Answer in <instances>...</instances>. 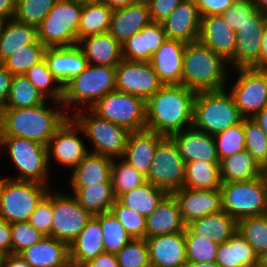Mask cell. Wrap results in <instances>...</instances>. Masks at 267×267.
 <instances>
[{
  "instance_id": "obj_1",
  "label": "cell",
  "mask_w": 267,
  "mask_h": 267,
  "mask_svg": "<svg viewBox=\"0 0 267 267\" xmlns=\"http://www.w3.org/2000/svg\"><path fill=\"white\" fill-rule=\"evenodd\" d=\"M196 94L183 85H163L146 101V129L170 137L191 128Z\"/></svg>"
},
{
  "instance_id": "obj_2",
  "label": "cell",
  "mask_w": 267,
  "mask_h": 267,
  "mask_svg": "<svg viewBox=\"0 0 267 267\" xmlns=\"http://www.w3.org/2000/svg\"><path fill=\"white\" fill-rule=\"evenodd\" d=\"M61 110L38 106L0 110V137H21L48 145L54 133L69 118Z\"/></svg>"
},
{
  "instance_id": "obj_3",
  "label": "cell",
  "mask_w": 267,
  "mask_h": 267,
  "mask_svg": "<svg viewBox=\"0 0 267 267\" xmlns=\"http://www.w3.org/2000/svg\"><path fill=\"white\" fill-rule=\"evenodd\" d=\"M228 61L199 41L185 45L182 85L196 92L225 89Z\"/></svg>"
},
{
  "instance_id": "obj_4",
  "label": "cell",
  "mask_w": 267,
  "mask_h": 267,
  "mask_svg": "<svg viewBox=\"0 0 267 267\" xmlns=\"http://www.w3.org/2000/svg\"><path fill=\"white\" fill-rule=\"evenodd\" d=\"M244 117L226 89L197 92L194 100L192 127L209 135H215L235 126Z\"/></svg>"
},
{
  "instance_id": "obj_5",
  "label": "cell",
  "mask_w": 267,
  "mask_h": 267,
  "mask_svg": "<svg viewBox=\"0 0 267 267\" xmlns=\"http://www.w3.org/2000/svg\"><path fill=\"white\" fill-rule=\"evenodd\" d=\"M82 110L79 109L70 117L78 124L79 131L94 144V151L90 152L111 159L123 158L131 132L120 125L99 118L89 108L87 112L90 115Z\"/></svg>"
},
{
  "instance_id": "obj_6",
  "label": "cell",
  "mask_w": 267,
  "mask_h": 267,
  "mask_svg": "<svg viewBox=\"0 0 267 267\" xmlns=\"http://www.w3.org/2000/svg\"><path fill=\"white\" fill-rule=\"evenodd\" d=\"M116 90V67L88 64L85 70L64 86L62 104L88 103L91 108L109 92Z\"/></svg>"
},
{
  "instance_id": "obj_7",
  "label": "cell",
  "mask_w": 267,
  "mask_h": 267,
  "mask_svg": "<svg viewBox=\"0 0 267 267\" xmlns=\"http://www.w3.org/2000/svg\"><path fill=\"white\" fill-rule=\"evenodd\" d=\"M82 4L71 0H57L38 26L41 43L46 47L77 44V31Z\"/></svg>"
},
{
  "instance_id": "obj_8",
  "label": "cell",
  "mask_w": 267,
  "mask_h": 267,
  "mask_svg": "<svg viewBox=\"0 0 267 267\" xmlns=\"http://www.w3.org/2000/svg\"><path fill=\"white\" fill-rule=\"evenodd\" d=\"M222 209L237 221L267 214V189L261 178L222 182Z\"/></svg>"
},
{
  "instance_id": "obj_9",
  "label": "cell",
  "mask_w": 267,
  "mask_h": 267,
  "mask_svg": "<svg viewBox=\"0 0 267 267\" xmlns=\"http://www.w3.org/2000/svg\"><path fill=\"white\" fill-rule=\"evenodd\" d=\"M90 110L130 132L146 129V101L141 97L115 90L98 100Z\"/></svg>"
},
{
  "instance_id": "obj_10",
  "label": "cell",
  "mask_w": 267,
  "mask_h": 267,
  "mask_svg": "<svg viewBox=\"0 0 267 267\" xmlns=\"http://www.w3.org/2000/svg\"><path fill=\"white\" fill-rule=\"evenodd\" d=\"M3 145L20 173L12 179L49 184L46 145L21 137H0V147Z\"/></svg>"
},
{
  "instance_id": "obj_11",
  "label": "cell",
  "mask_w": 267,
  "mask_h": 267,
  "mask_svg": "<svg viewBox=\"0 0 267 267\" xmlns=\"http://www.w3.org/2000/svg\"><path fill=\"white\" fill-rule=\"evenodd\" d=\"M49 190L39 182L9 178L0 196V219L9 224L28 221Z\"/></svg>"
},
{
  "instance_id": "obj_12",
  "label": "cell",
  "mask_w": 267,
  "mask_h": 267,
  "mask_svg": "<svg viewBox=\"0 0 267 267\" xmlns=\"http://www.w3.org/2000/svg\"><path fill=\"white\" fill-rule=\"evenodd\" d=\"M185 165L171 137H164L157 146L146 182L172 194L183 186Z\"/></svg>"
},
{
  "instance_id": "obj_13",
  "label": "cell",
  "mask_w": 267,
  "mask_h": 267,
  "mask_svg": "<svg viewBox=\"0 0 267 267\" xmlns=\"http://www.w3.org/2000/svg\"><path fill=\"white\" fill-rule=\"evenodd\" d=\"M238 79L229 92L244 118H253L267 105V69L235 68Z\"/></svg>"
},
{
  "instance_id": "obj_14",
  "label": "cell",
  "mask_w": 267,
  "mask_h": 267,
  "mask_svg": "<svg viewBox=\"0 0 267 267\" xmlns=\"http://www.w3.org/2000/svg\"><path fill=\"white\" fill-rule=\"evenodd\" d=\"M77 198L53 192L51 237L70 245L92 218Z\"/></svg>"
},
{
  "instance_id": "obj_15",
  "label": "cell",
  "mask_w": 267,
  "mask_h": 267,
  "mask_svg": "<svg viewBox=\"0 0 267 267\" xmlns=\"http://www.w3.org/2000/svg\"><path fill=\"white\" fill-rule=\"evenodd\" d=\"M163 83L154 72L150 62L122 60L116 66V90L138 96L147 101Z\"/></svg>"
},
{
  "instance_id": "obj_16",
  "label": "cell",
  "mask_w": 267,
  "mask_h": 267,
  "mask_svg": "<svg viewBox=\"0 0 267 267\" xmlns=\"http://www.w3.org/2000/svg\"><path fill=\"white\" fill-rule=\"evenodd\" d=\"M267 23V15L259 10L235 31L236 46L228 64L234 68L251 67L261 52L262 33ZM233 64V65H232Z\"/></svg>"
},
{
  "instance_id": "obj_17",
  "label": "cell",
  "mask_w": 267,
  "mask_h": 267,
  "mask_svg": "<svg viewBox=\"0 0 267 267\" xmlns=\"http://www.w3.org/2000/svg\"><path fill=\"white\" fill-rule=\"evenodd\" d=\"M78 124L69 117L50 139L47 150L48 160L51 154L62 165L74 168L90 153L84 142L78 137Z\"/></svg>"
},
{
  "instance_id": "obj_18",
  "label": "cell",
  "mask_w": 267,
  "mask_h": 267,
  "mask_svg": "<svg viewBox=\"0 0 267 267\" xmlns=\"http://www.w3.org/2000/svg\"><path fill=\"white\" fill-rule=\"evenodd\" d=\"M176 198L184 223L221 212V189H187L181 188L172 193Z\"/></svg>"
},
{
  "instance_id": "obj_19",
  "label": "cell",
  "mask_w": 267,
  "mask_h": 267,
  "mask_svg": "<svg viewBox=\"0 0 267 267\" xmlns=\"http://www.w3.org/2000/svg\"><path fill=\"white\" fill-rule=\"evenodd\" d=\"M201 16L194 0H184L162 22L167 39L190 43L198 41Z\"/></svg>"
},
{
  "instance_id": "obj_20",
  "label": "cell",
  "mask_w": 267,
  "mask_h": 267,
  "mask_svg": "<svg viewBox=\"0 0 267 267\" xmlns=\"http://www.w3.org/2000/svg\"><path fill=\"white\" fill-rule=\"evenodd\" d=\"M44 58L49 70L63 87L88 65L79 44L46 48Z\"/></svg>"
},
{
  "instance_id": "obj_21",
  "label": "cell",
  "mask_w": 267,
  "mask_h": 267,
  "mask_svg": "<svg viewBox=\"0 0 267 267\" xmlns=\"http://www.w3.org/2000/svg\"><path fill=\"white\" fill-rule=\"evenodd\" d=\"M145 240L151 267H183L187 263L185 231Z\"/></svg>"
},
{
  "instance_id": "obj_22",
  "label": "cell",
  "mask_w": 267,
  "mask_h": 267,
  "mask_svg": "<svg viewBox=\"0 0 267 267\" xmlns=\"http://www.w3.org/2000/svg\"><path fill=\"white\" fill-rule=\"evenodd\" d=\"M185 42L166 39L152 55L150 64L163 85H182Z\"/></svg>"
},
{
  "instance_id": "obj_23",
  "label": "cell",
  "mask_w": 267,
  "mask_h": 267,
  "mask_svg": "<svg viewBox=\"0 0 267 267\" xmlns=\"http://www.w3.org/2000/svg\"><path fill=\"white\" fill-rule=\"evenodd\" d=\"M221 14L201 17L198 41L229 61L236 46V36Z\"/></svg>"
},
{
  "instance_id": "obj_24",
  "label": "cell",
  "mask_w": 267,
  "mask_h": 267,
  "mask_svg": "<svg viewBox=\"0 0 267 267\" xmlns=\"http://www.w3.org/2000/svg\"><path fill=\"white\" fill-rule=\"evenodd\" d=\"M166 39L162 23L152 21L122 44L123 60L150 62L152 55Z\"/></svg>"
},
{
  "instance_id": "obj_25",
  "label": "cell",
  "mask_w": 267,
  "mask_h": 267,
  "mask_svg": "<svg viewBox=\"0 0 267 267\" xmlns=\"http://www.w3.org/2000/svg\"><path fill=\"white\" fill-rule=\"evenodd\" d=\"M152 22L147 1L139 0L112 12L108 32L121 44Z\"/></svg>"
},
{
  "instance_id": "obj_26",
  "label": "cell",
  "mask_w": 267,
  "mask_h": 267,
  "mask_svg": "<svg viewBox=\"0 0 267 267\" xmlns=\"http://www.w3.org/2000/svg\"><path fill=\"white\" fill-rule=\"evenodd\" d=\"M176 143L185 163L191 161L220 162L213 135L193 127L176 132L170 136Z\"/></svg>"
},
{
  "instance_id": "obj_27",
  "label": "cell",
  "mask_w": 267,
  "mask_h": 267,
  "mask_svg": "<svg viewBox=\"0 0 267 267\" xmlns=\"http://www.w3.org/2000/svg\"><path fill=\"white\" fill-rule=\"evenodd\" d=\"M186 224L173 194H166L146 217L145 238L185 231Z\"/></svg>"
},
{
  "instance_id": "obj_28",
  "label": "cell",
  "mask_w": 267,
  "mask_h": 267,
  "mask_svg": "<svg viewBox=\"0 0 267 267\" xmlns=\"http://www.w3.org/2000/svg\"><path fill=\"white\" fill-rule=\"evenodd\" d=\"M164 137L147 129L131 132L122 159L147 177L158 143Z\"/></svg>"
},
{
  "instance_id": "obj_29",
  "label": "cell",
  "mask_w": 267,
  "mask_h": 267,
  "mask_svg": "<svg viewBox=\"0 0 267 267\" xmlns=\"http://www.w3.org/2000/svg\"><path fill=\"white\" fill-rule=\"evenodd\" d=\"M78 44L88 64L116 67L123 60L122 44L109 32L82 38Z\"/></svg>"
},
{
  "instance_id": "obj_30",
  "label": "cell",
  "mask_w": 267,
  "mask_h": 267,
  "mask_svg": "<svg viewBox=\"0 0 267 267\" xmlns=\"http://www.w3.org/2000/svg\"><path fill=\"white\" fill-rule=\"evenodd\" d=\"M21 255L32 267L67 266L70 262L69 245L51 236L43 237Z\"/></svg>"
},
{
  "instance_id": "obj_31",
  "label": "cell",
  "mask_w": 267,
  "mask_h": 267,
  "mask_svg": "<svg viewBox=\"0 0 267 267\" xmlns=\"http://www.w3.org/2000/svg\"><path fill=\"white\" fill-rule=\"evenodd\" d=\"M100 221L93 215L76 239L69 245L70 261L84 264L105 252Z\"/></svg>"
},
{
  "instance_id": "obj_32",
  "label": "cell",
  "mask_w": 267,
  "mask_h": 267,
  "mask_svg": "<svg viewBox=\"0 0 267 267\" xmlns=\"http://www.w3.org/2000/svg\"><path fill=\"white\" fill-rule=\"evenodd\" d=\"M113 159L89 153L72 171L70 186L82 188L101 182H111Z\"/></svg>"
},
{
  "instance_id": "obj_33",
  "label": "cell",
  "mask_w": 267,
  "mask_h": 267,
  "mask_svg": "<svg viewBox=\"0 0 267 267\" xmlns=\"http://www.w3.org/2000/svg\"><path fill=\"white\" fill-rule=\"evenodd\" d=\"M186 227L198 236H206L217 243L228 241L238 230V221L226 211L191 221Z\"/></svg>"
},
{
  "instance_id": "obj_34",
  "label": "cell",
  "mask_w": 267,
  "mask_h": 267,
  "mask_svg": "<svg viewBox=\"0 0 267 267\" xmlns=\"http://www.w3.org/2000/svg\"><path fill=\"white\" fill-rule=\"evenodd\" d=\"M31 44H42L39 28L19 22L15 18L8 19L0 36V64L16 50Z\"/></svg>"
},
{
  "instance_id": "obj_35",
  "label": "cell",
  "mask_w": 267,
  "mask_h": 267,
  "mask_svg": "<svg viewBox=\"0 0 267 267\" xmlns=\"http://www.w3.org/2000/svg\"><path fill=\"white\" fill-rule=\"evenodd\" d=\"M215 262L219 267H255L258 255L237 231L228 241L219 244Z\"/></svg>"
},
{
  "instance_id": "obj_36",
  "label": "cell",
  "mask_w": 267,
  "mask_h": 267,
  "mask_svg": "<svg viewBox=\"0 0 267 267\" xmlns=\"http://www.w3.org/2000/svg\"><path fill=\"white\" fill-rule=\"evenodd\" d=\"M221 182H240L260 177V165L246 150L239 151L220 161Z\"/></svg>"
},
{
  "instance_id": "obj_37",
  "label": "cell",
  "mask_w": 267,
  "mask_h": 267,
  "mask_svg": "<svg viewBox=\"0 0 267 267\" xmlns=\"http://www.w3.org/2000/svg\"><path fill=\"white\" fill-rule=\"evenodd\" d=\"M72 190L79 204L92 215L110 211L116 201L111 182H101Z\"/></svg>"
},
{
  "instance_id": "obj_38",
  "label": "cell",
  "mask_w": 267,
  "mask_h": 267,
  "mask_svg": "<svg viewBox=\"0 0 267 267\" xmlns=\"http://www.w3.org/2000/svg\"><path fill=\"white\" fill-rule=\"evenodd\" d=\"M220 162L191 161L185 165V177L182 188L220 189Z\"/></svg>"
},
{
  "instance_id": "obj_39",
  "label": "cell",
  "mask_w": 267,
  "mask_h": 267,
  "mask_svg": "<svg viewBox=\"0 0 267 267\" xmlns=\"http://www.w3.org/2000/svg\"><path fill=\"white\" fill-rule=\"evenodd\" d=\"M113 10L104 2L83 4L77 31V44L85 37L106 33Z\"/></svg>"
},
{
  "instance_id": "obj_40",
  "label": "cell",
  "mask_w": 267,
  "mask_h": 267,
  "mask_svg": "<svg viewBox=\"0 0 267 267\" xmlns=\"http://www.w3.org/2000/svg\"><path fill=\"white\" fill-rule=\"evenodd\" d=\"M167 193L149 182L131 191L119 195L116 199L124 206L138 212L144 217L150 215Z\"/></svg>"
},
{
  "instance_id": "obj_41",
  "label": "cell",
  "mask_w": 267,
  "mask_h": 267,
  "mask_svg": "<svg viewBox=\"0 0 267 267\" xmlns=\"http://www.w3.org/2000/svg\"><path fill=\"white\" fill-rule=\"evenodd\" d=\"M24 75L46 99L50 97L57 106L60 104L63 105L64 87L49 70L45 58L33 65ZM54 83H56L57 86H55Z\"/></svg>"
},
{
  "instance_id": "obj_42",
  "label": "cell",
  "mask_w": 267,
  "mask_h": 267,
  "mask_svg": "<svg viewBox=\"0 0 267 267\" xmlns=\"http://www.w3.org/2000/svg\"><path fill=\"white\" fill-rule=\"evenodd\" d=\"M46 101L25 75H13L10 94L2 109H16L38 106Z\"/></svg>"
},
{
  "instance_id": "obj_43",
  "label": "cell",
  "mask_w": 267,
  "mask_h": 267,
  "mask_svg": "<svg viewBox=\"0 0 267 267\" xmlns=\"http://www.w3.org/2000/svg\"><path fill=\"white\" fill-rule=\"evenodd\" d=\"M94 216L101 224L105 253L116 254L133 239L111 211Z\"/></svg>"
},
{
  "instance_id": "obj_44",
  "label": "cell",
  "mask_w": 267,
  "mask_h": 267,
  "mask_svg": "<svg viewBox=\"0 0 267 267\" xmlns=\"http://www.w3.org/2000/svg\"><path fill=\"white\" fill-rule=\"evenodd\" d=\"M237 231L258 256L267 250V214L238 220Z\"/></svg>"
},
{
  "instance_id": "obj_45",
  "label": "cell",
  "mask_w": 267,
  "mask_h": 267,
  "mask_svg": "<svg viewBox=\"0 0 267 267\" xmlns=\"http://www.w3.org/2000/svg\"><path fill=\"white\" fill-rule=\"evenodd\" d=\"M45 51L43 44L26 45L13 52L2 65L12 75H24L33 65L44 59Z\"/></svg>"
},
{
  "instance_id": "obj_46",
  "label": "cell",
  "mask_w": 267,
  "mask_h": 267,
  "mask_svg": "<svg viewBox=\"0 0 267 267\" xmlns=\"http://www.w3.org/2000/svg\"><path fill=\"white\" fill-rule=\"evenodd\" d=\"M185 245L187 262H215L219 243L208 237L194 235L187 227L185 229Z\"/></svg>"
},
{
  "instance_id": "obj_47",
  "label": "cell",
  "mask_w": 267,
  "mask_h": 267,
  "mask_svg": "<svg viewBox=\"0 0 267 267\" xmlns=\"http://www.w3.org/2000/svg\"><path fill=\"white\" fill-rule=\"evenodd\" d=\"M115 161H117V158L113 159L110 179L116 198L146 182V177L136 171L123 159L122 162L117 163Z\"/></svg>"
},
{
  "instance_id": "obj_48",
  "label": "cell",
  "mask_w": 267,
  "mask_h": 267,
  "mask_svg": "<svg viewBox=\"0 0 267 267\" xmlns=\"http://www.w3.org/2000/svg\"><path fill=\"white\" fill-rule=\"evenodd\" d=\"M219 160L246 149L244 119L235 126L213 135Z\"/></svg>"
},
{
  "instance_id": "obj_49",
  "label": "cell",
  "mask_w": 267,
  "mask_h": 267,
  "mask_svg": "<svg viewBox=\"0 0 267 267\" xmlns=\"http://www.w3.org/2000/svg\"><path fill=\"white\" fill-rule=\"evenodd\" d=\"M57 0H16L14 18L25 24L38 27Z\"/></svg>"
},
{
  "instance_id": "obj_50",
  "label": "cell",
  "mask_w": 267,
  "mask_h": 267,
  "mask_svg": "<svg viewBox=\"0 0 267 267\" xmlns=\"http://www.w3.org/2000/svg\"><path fill=\"white\" fill-rule=\"evenodd\" d=\"M115 255L119 267H151L145 239H132Z\"/></svg>"
},
{
  "instance_id": "obj_51",
  "label": "cell",
  "mask_w": 267,
  "mask_h": 267,
  "mask_svg": "<svg viewBox=\"0 0 267 267\" xmlns=\"http://www.w3.org/2000/svg\"><path fill=\"white\" fill-rule=\"evenodd\" d=\"M246 150L259 165L267 160V136L253 118H244Z\"/></svg>"
},
{
  "instance_id": "obj_52",
  "label": "cell",
  "mask_w": 267,
  "mask_h": 267,
  "mask_svg": "<svg viewBox=\"0 0 267 267\" xmlns=\"http://www.w3.org/2000/svg\"><path fill=\"white\" fill-rule=\"evenodd\" d=\"M110 211L133 239H145L146 217L122 205L117 199Z\"/></svg>"
},
{
  "instance_id": "obj_53",
  "label": "cell",
  "mask_w": 267,
  "mask_h": 267,
  "mask_svg": "<svg viewBox=\"0 0 267 267\" xmlns=\"http://www.w3.org/2000/svg\"><path fill=\"white\" fill-rule=\"evenodd\" d=\"M10 228L13 254H21L45 237L29 221L10 223Z\"/></svg>"
},
{
  "instance_id": "obj_54",
  "label": "cell",
  "mask_w": 267,
  "mask_h": 267,
  "mask_svg": "<svg viewBox=\"0 0 267 267\" xmlns=\"http://www.w3.org/2000/svg\"><path fill=\"white\" fill-rule=\"evenodd\" d=\"M53 218V193H48L41 199L32 212L29 222L45 236H51Z\"/></svg>"
},
{
  "instance_id": "obj_55",
  "label": "cell",
  "mask_w": 267,
  "mask_h": 267,
  "mask_svg": "<svg viewBox=\"0 0 267 267\" xmlns=\"http://www.w3.org/2000/svg\"><path fill=\"white\" fill-rule=\"evenodd\" d=\"M258 9L255 3L250 1L236 0L223 14L225 22L233 31H236L244 23L250 21Z\"/></svg>"
},
{
  "instance_id": "obj_56",
  "label": "cell",
  "mask_w": 267,
  "mask_h": 267,
  "mask_svg": "<svg viewBox=\"0 0 267 267\" xmlns=\"http://www.w3.org/2000/svg\"><path fill=\"white\" fill-rule=\"evenodd\" d=\"M183 1L184 0H147L152 21L162 23L173 9Z\"/></svg>"
},
{
  "instance_id": "obj_57",
  "label": "cell",
  "mask_w": 267,
  "mask_h": 267,
  "mask_svg": "<svg viewBox=\"0 0 267 267\" xmlns=\"http://www.w3.org/2000/svg\"><path fill=\"white\" fill-rule=\"evenodd\" d=\"M236 0H194L200 16L223 14Z\"/></svg>"
},
{
  "instance_id": "obj_58",
  "label": "cell",
  "mask_w": 267,
  "mask_h": 267,
  "mask_svg": "<svg viewBox=\"0 0 267 267\" xmlns=\"http://www.w3.org/2000/svg\"><path fill=\"white\" fill-rule=\"evenodd\" d=\"M13 75L0 64V110L5 107L12 83Z\"/></svg>"
},
{
  "instance_id": "obj_59",
  "label": "cell",
  "mask_w": 267,
  "mask_h": 267,
  "mask_svg": "<svg viewBox=\"0 0 267 267\" xmlns=\"http://www.w3.org/2000/svg\"><path fill=\"white\" fill-rule=\"evenodd\" d=\"M86 267H119L114 253H102L84 263Z\"/></svg>"
},
{
  "instance_id": "obj_60",
  "label": "cell",
  "mask_w": 267,
  "mask_h": 267,
  "mask_svg": "<svg viewBox=\"0 0 267 267\" xmlns=\"http://www.w3.org/2000/svg\"><path fill=\"white\" fill-rule=\"evenodd\" d=\"M0 250L5 254L12 253V239L10 224L0 219Z\"/></svg>"
},
{
  "instance_id": "obj_61",
  "label": "cell",
  "mask_w": 267,
  "mask_h": 267,
  "mask_svg": "<svg viewBox=\"0 0 267 267\" xmlns=\"http://www.w3.org/2000/svg\"><path fill=\"white\" fill-rule=\"evenodd\" d=\"M255 69H267V23L262 33L261 52L258 60L251 66Z\"/></svg>"
},
{
  "instance_id": "obj_62",
  "label": "cell",
  "mask_w": 267,
  "mask_h": 267,
  "mask_svg": "<svg viewBox=\"0 0 267 267\" xmlns=\"http://www.w3.org/2000/svg\"><path fill=\"white\" fill-rule=\"evenodd\" d=\"M1 267H32L21 254H6Z\"/></svg>"
},
{
  "instance_id": "obj_63",
  "label": "cell",
  "mask_w": 267,
  "mask_h": 267,
  "mask_svg": "<svg viewBox=\"0 0 267 267\" xmlns=\"http://www.w3.org/2000/svg\"><path fill=\"white\" fill-rule=\"evenodd\" d=\"M16 0H0V17L4 19L14 18Z\"/></svg>"
},
{
  "instance_id": "obj_64",
  "label": "cell",
  "mask_w": 267,
  "mask_h": 267,
  "mask_svg": "<svg viewBox=\"0 0 267 267\" xmlns=\"http://www.w3.org/2000/svg\"><path fill=\"white\" fill-rule=\"evenodd\" d=\"M106 3L112 10L124 8L137 3L139 0H101Z\"/></svg>"
},
{
  "instance_id": "obj_65",
  "label": "cell",
  "mask_w": 267,
  "mask_h": 267,
  "mask_svg": "<svg viewBox=\"0 0 267 267\" xmlns=\"http://www.w3.org/2000/svg\"><path fill=\"white\" fill-rule=\"evenodd\" d=\"M253 120L262 128L267 136V105L253 117Z\"/></svg>"
},
{
  "instance_id": "obj_66",
  "label": "cell",
  "mask_w": 267,
  "mask_h": 267,
  "mask_svg": "<svg viewBox=\"0 0 267 267\" xmlns=\"http://www.w3.org/2000/svg\"><path fill=\"white\" fill-rule=\"evenodd\" d=\"M260 178L267 189V160L260 165Z\"/></svg>"
},
{
  "instance_id": "obj_67",
  "label": "cell",
  "mask_w": 267,
  "mask_h": 267,
  "mask_svg": "<svg viewBox=\"0 0 267 267\" xmlns=\"http://www.w3.org/2000/svg\"><path fill=\"white\" fill-rule=\"evenodd\" d=\"M183 267H219L216 262L211 263H191L187 262Z\"/></svg>"
},
{
  "instance_id": "obj_68",
  "label": "cell",
  "mask_w": 267,
  "mask_h": 267,
  "mask_svg": "<svg viewBox=\"0 0 267 267\" xmlns=\"http://www.w3.org/2000/svg\"><path fill=\"white\" fill-rule=\"evenodd\" d=\"M255 5L261 13L267 15V0H256Z\"/></svg>"
},
{
  "instance_id": "obj_69",
  "label": "cell",
  "mask_w": 267,
  "mask_h": 267,
  "mask_svg": "<svg viewBox=\"0 0 267 267\" xmlns=\"http://www.w3.org/2000/svg\"><path fill=\"white\" fill-rule=\"evenodd\" d=\"M258 266L267 267V250L258 256Z\"/></svg>"
},
{
  "instance_id": "obj_70",
  "label": "cell",
  "mask_w": 267,
  "mask_h": 267,
  "mask_svg": "<svg viewBox=\"0 0 267 267\" xmlns=\"http://www.w3.org/2000/svg\"><path fill=\"white\" fill-rule=\"evenodd\" d=\"M71 1H75L76 3L83 5V4L97 3L100 2L101 0H71Z\"/></svg>"
},
{
  "instance_id": "obj_71",
  "label": "cell",
  "mask_w": 267,
  "mask_h": 267,
  "mask_svg": "<svg viewBox=\"0 0 267 267\" xmlns=\"http://www.w3.org/2000/svg\"><path fill=\"white\" fill-rule=\"evenodd\" d=\"M8 179L9 178H2V179H0V196L3 193L5 184L7 183Z\"/></svg>"
},
{
  "instance_id": "obj_72",
  "label": "cell",
  "mask_w": 267,
  "mask_h": 267,
  "mask_svg": "<svg viewBox=\"0 0 267 267\" xmlns=\"http://www.w3.org/2000/svg\"><path fill=\"white\" fill-rule=\"evenodd\" d=\"M6 21H7V19H4V18L0 17V36H1V33L3 31V28H4V25H5Z\"/></svg>"
},
{
  "instance_id": "obj_73",
  "label": "cell",
  "mask_w": 267,
  "mask_h": 267,
  "mask_svg": "<svg viewBox=\"0 0 267 267\" xmlns=\"http://www.w3.org/2000/svg\"><path fill=\"white\" fill-rule=\"evenodd\" d=\"M67 267H86L85 264H77V263H73V262H69Z\"/></svg>"
},
{
  "instance_id": "obj_74",
  "label": "cell",
  "mask_w": 267,
  "mask_h": 267,
  "mask_svg": "<svg viewBox=\"0 0 267 267\" xmlns=\"http://www.w3.org/2000/svg\"><path fill=\"white\" fill-rule=\"evenodd\" d=\"M5 255L6 254L2 250H0V267L4 261Z\"/></svg>"
},
{
  "instance_id": "obj_75",
  "label": "cell",
  "mask_w": 267,
  "mask_h": 267,
  "mask_svg": "<svg viewBox=\"0 0 267 267\" xmlns=\"http://www.w3.org/2000/svg\"><path fill=\"white\" fill-rule=\"evenodd\" d=\"M243 1H250V2L255 3L256 0H243Z\"/></svg>"
}]
</instances>
